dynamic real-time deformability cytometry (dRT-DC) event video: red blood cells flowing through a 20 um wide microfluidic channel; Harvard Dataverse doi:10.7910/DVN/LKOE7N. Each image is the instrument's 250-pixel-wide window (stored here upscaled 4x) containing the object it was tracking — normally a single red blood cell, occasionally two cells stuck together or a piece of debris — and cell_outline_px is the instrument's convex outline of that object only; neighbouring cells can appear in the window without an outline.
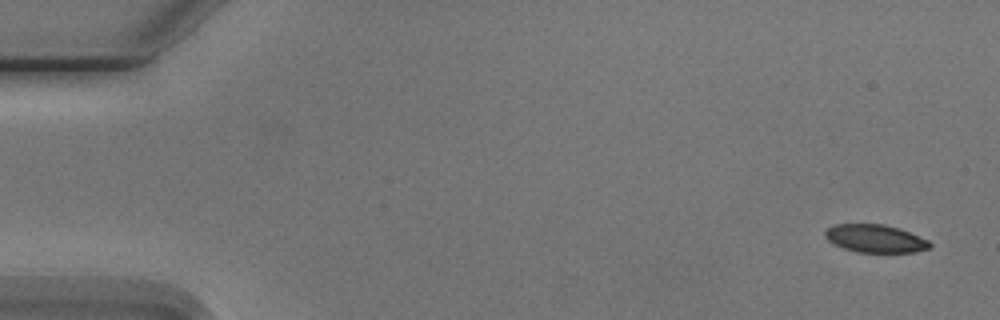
{"species": "Egyptian fruit bat (a non-hibernating species)", "species_latin": "Rousettus aegyptiacus", "temperature_condition": "cold", "stored_images_in_passage": 5, "camera_frame_rate_fps": 3000, "um_per_image_px": 0.085, "animal": {"sex": "male"}, "frame": {"image": 1, "passage_image": 1, "time_ms": 0.0, "image_size_px": [1000, 320], "cell_outline_px": [[932, 244], [928, 248], [916, 252], [856, 252], [832, 244], [824, 236], [824, 232], [832, 224], [884, 224], [900, 228], [928, 240]], "centroid_in_image_um": [74.37, 20.27], "position_along_channel_um": 10.6, "area_um2": 17.11}}
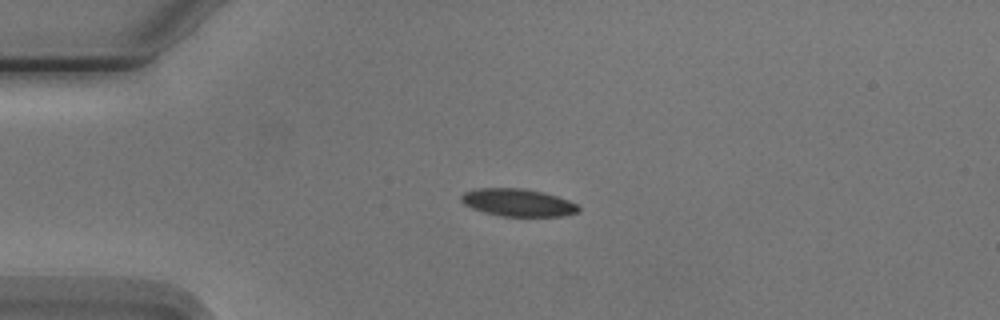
{"frame": {"image": 2, "passage_image": 4, "time_ms": 3.667, "image_size_px": [1000, 320], "cell_outline_px": [[580, 208], [576, 212], [564, 216], [500, 216], [484, 212], [472, 208], [464, 204], [460, 200], [460, 196], [464, 192], [476, 188], [524, 188], [544, 192], [568, 200], [576, 204]], "centroid_in_image_um": [43.99, 17.21], "position_along_channel_um": 41.0, "area_um2": 18.84}}